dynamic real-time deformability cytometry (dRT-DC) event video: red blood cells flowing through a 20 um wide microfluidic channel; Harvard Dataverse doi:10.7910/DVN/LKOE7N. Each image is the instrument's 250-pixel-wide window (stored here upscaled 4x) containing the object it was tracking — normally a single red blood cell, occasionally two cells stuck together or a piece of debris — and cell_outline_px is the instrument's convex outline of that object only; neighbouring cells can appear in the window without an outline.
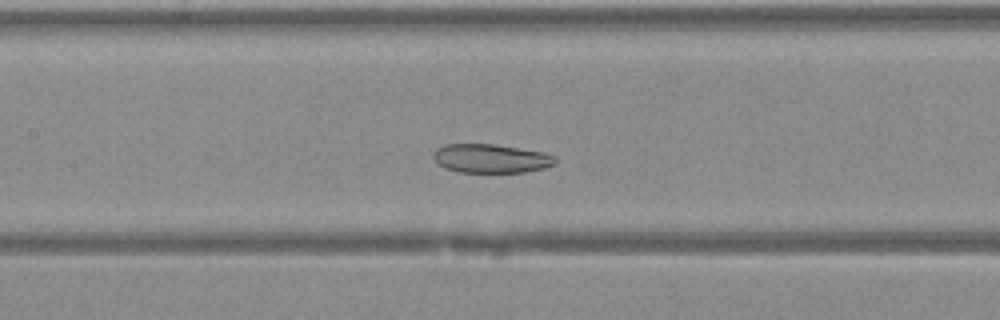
{"species": "Egyptian fruit bat (a non-hibernating species)", "species_latin": "Rousettus aegyptiacus", "temperature_condition": "warm", "stored_images_in_passage": 30, "camera_frame_rate_fps": 3000, "um_per_image_px": 0.085, "animal": {"sex": "female"}, "frame": {"image": 1, "passage_image": 8, "time_ms": 2.333, "image_size_px": [1000, 320], "cell_outline_px": [[556, 160], [552, 164], [544, 168], [524, 172], [460, 172], [444, 168], [432, 156], [432, 152], [436, 148], [444, 144], [492, 144], [544, 152], [556, 156]], "centroid_in_image_um": [41.7, 13.46], "position_along_channel_um": 165.7, "area_um2": 20.4}}
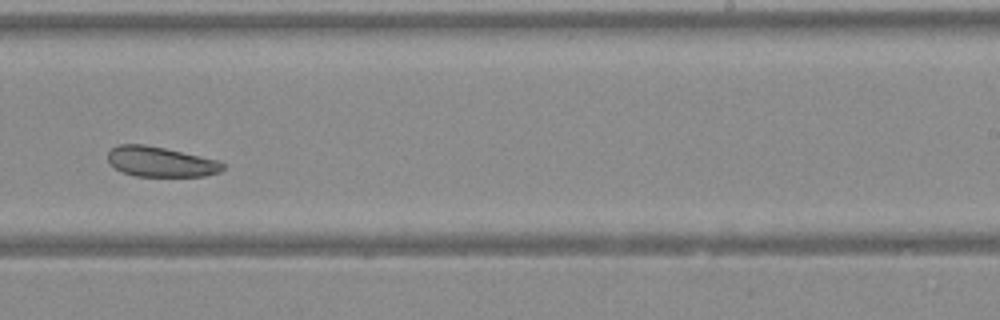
{"frame": {"image": 2, "passage_image": 15, "time_ms": 4.667, "image_size_px": [1000, 320], "cell_outline_px": [[224, 168], [220, 172], [204, 176], [136, 176], [120, 172], [108, 164], [108, 152], [112, 148], [120, 144], [144, 144], [164, 148], [216, 160], [224, 164]], "centroid_in_image_um": [13.59, 13.76], "position_along_channel_um": 275.4, "area_um2": 20.11}}
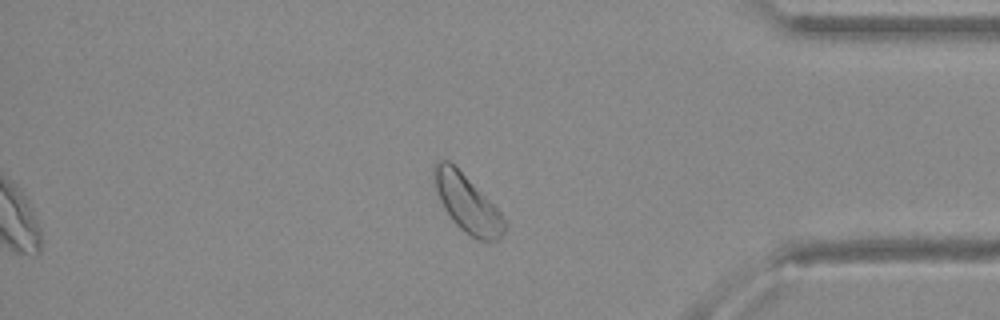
{"frame": {"image": 3, "passage_image": 24, "time_ms": 7.667, "image_size_px": [1000, 320], "cell_outline_px": [[508, 228], [500, 240], [480, 240], [472, 236], [460, 228], [452, 220], [444, 208], [436, 192], [432, 176], [432, 168], [436, 160], [448, 160], [500, 212], [508, 224]], "centroid_in_image_um": [39.7, 17.32], "position_along_channel_um": 395.5, "area_um2": 23.18}}